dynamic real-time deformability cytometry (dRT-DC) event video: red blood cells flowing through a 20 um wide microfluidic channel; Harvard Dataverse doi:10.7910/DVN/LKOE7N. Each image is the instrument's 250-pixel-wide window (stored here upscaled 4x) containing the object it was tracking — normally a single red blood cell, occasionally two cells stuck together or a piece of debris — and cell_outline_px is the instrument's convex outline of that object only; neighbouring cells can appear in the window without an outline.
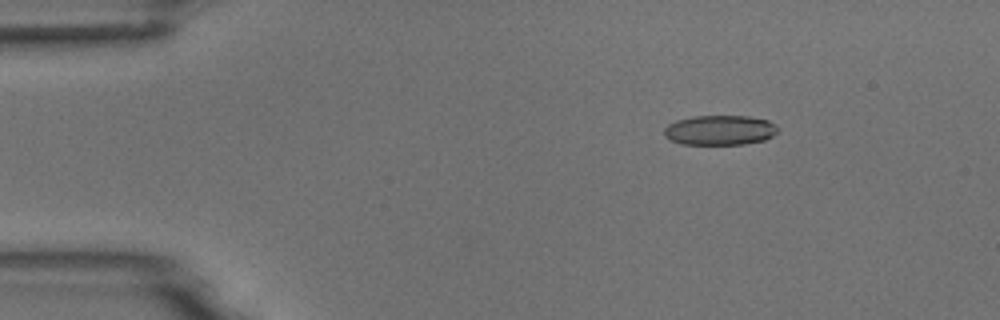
{"species": "common noctule bat (a hibernating species)", "species_latin": "Nyctalus noctula", "temperature_condition": "room temperature", "stored_images_in_passage": 5, "camera_frame_rate_fps": 3000, "um_per_image_px": 0.085, "animal": {"sex": "male", "body_mass_g": 18.8}, "frame": {"image": 1, "passage_image": 3, "time_ms": 0.667, "image_size_px": [1000, 320], "cell_outline_px": [[780, 128], [772, 136], [764, 140], [744, 144], [680, 144], [664, 136], [664, 128], [668, 124], [676, 120], [692, 116], [748, 116], [768, 120], [776, 124]], "centroid_in_image_um": [61.19, 11.06], "position_along_channel_um": 23.8, "area_um2": 19.88}}